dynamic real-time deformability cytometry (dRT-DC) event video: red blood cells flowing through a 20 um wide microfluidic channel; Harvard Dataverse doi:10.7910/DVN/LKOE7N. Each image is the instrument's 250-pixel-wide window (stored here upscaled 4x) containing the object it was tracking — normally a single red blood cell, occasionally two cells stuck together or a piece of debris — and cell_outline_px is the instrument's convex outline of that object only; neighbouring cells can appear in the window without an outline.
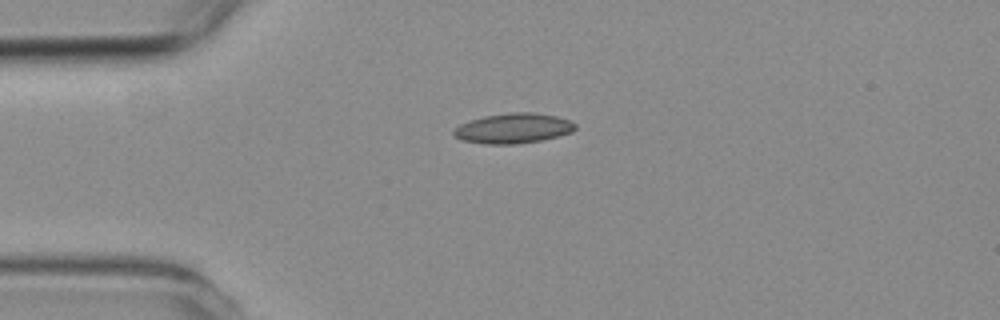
{"species": "common noctule bat (a hibernating species)", "species_latin": "Nyctalus noctula", "temperature_condition": "room temperature", "stored_images_in_passage": 2, "camera_frame_rate_fps": 3000, "um_per_image_px": 0.085, "animal": {"sex": "female", "body_mass_g": 19.3, "forearm_length_mm": 54.1}, "frame": {"image": 1, "passage_image": 1, "time_ms": 0.0, "image_size_px": [1000, 320], "cell_outline_px": [[576, 128], [572, 132], [540, 140], [512, 144], [484, 144], [460, 140], [452, 132], [460, 124], [484, 116], [512, 112], [532, 112], [556, 116], [568, 120], [576, 124]], "centroid_in_image_um": [43.62, 10.9], "position_along_channel_um": 41.4, "area_um2": 21.04}}